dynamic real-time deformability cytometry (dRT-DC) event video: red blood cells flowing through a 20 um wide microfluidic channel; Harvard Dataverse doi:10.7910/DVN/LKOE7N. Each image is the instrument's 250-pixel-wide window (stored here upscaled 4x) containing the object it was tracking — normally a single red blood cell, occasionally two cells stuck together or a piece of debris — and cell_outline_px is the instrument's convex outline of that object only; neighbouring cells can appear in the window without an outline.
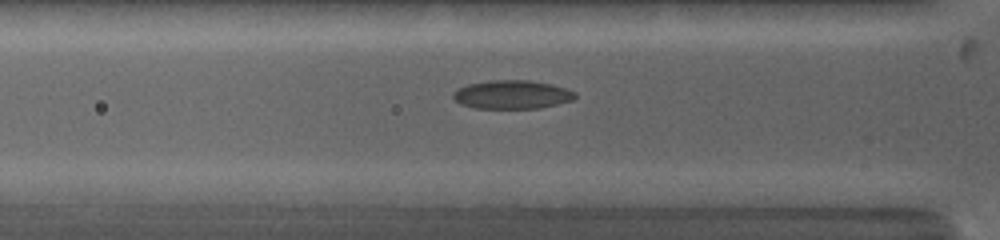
{"species": "common noctule bat (a hibernating species)", "species_latin": "Nyctalus noctula", "temperature_condition": "warm", "stored_images_in_passage": 16, "camera_frame_rate_fps": 5000, "um_per_image_px": 0.085, "animal": {"sex": "female", "body_mass_g": 19.0, "forearm_length_mm": 53.3}, "frame": {"image": 1, "passage_image": 14, "time_ms": 3.4, "image_size_px": [1000, 240], "cell_outline_px": [[576, 96], [572, 100], [540, 108], [476, 108], [460, 104], [452, 96], [452, 92], [468, 84], [488, 80], [528, 80], [552, 84], [576, 92]], "centroid_in_image_um": [43.51, 8.03], "position_along_channel_um": 82.3, "area_um2": 20.23}}